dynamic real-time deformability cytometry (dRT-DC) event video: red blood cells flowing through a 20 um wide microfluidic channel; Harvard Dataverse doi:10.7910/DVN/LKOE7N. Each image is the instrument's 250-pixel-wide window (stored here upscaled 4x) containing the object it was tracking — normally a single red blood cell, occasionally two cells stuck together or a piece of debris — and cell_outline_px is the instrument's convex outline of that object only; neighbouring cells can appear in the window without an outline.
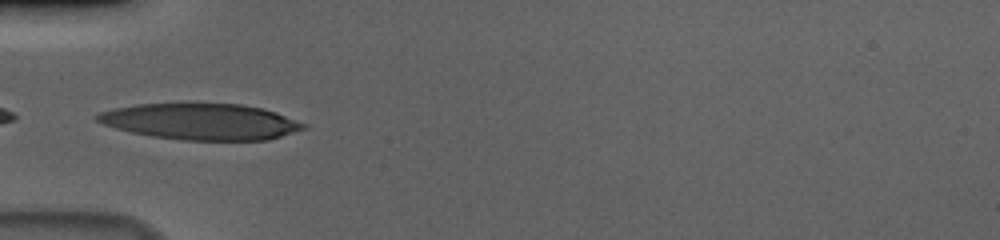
{"species": "human", "species_latin": "Homo sapiens", "temperature_condition": "cold", "stored_images_in_passage": 33, "camera_frame_rate_fps": 3000, "um_per_image_px": 0.085, "donor": {"sex": "male"}, "frame": {"image": 1, "passage_image": 1, "time_ms": 0.0, "image_size_px": [1000, 240], "cell_outline_px": [[308, 128], [268, 140], [180, 140], [152, 136], [132, 132], [116, 128], [104, 124], [96, 120], [92, 116], [100, 112], [112, 108], [136, 104], [240, 104], [264, 108], [276, 112], [308, 124]], "centroid_in_image_um": [17.09, 10.34], "position_along_channel_um": 67.9, "area_um2": 43.58}}
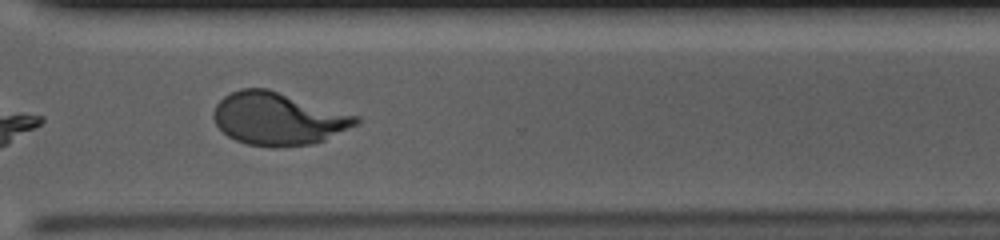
{"frame": {"image": 2, "passage_image": 24, "time_ms": 7.667, "image_size_px": [1000, 240], "cell_outline_px": [[360, 120], [356, 124], [324, 140], [312, 144], [276, 148], [272, 148], [248, 144], [236, 140], [228, 136], [216, 124], [212, 116], [212, 112], [216, 104], [224, 96], [240, 88], [268, 88], [360, 116]], "centroid_in_image_um": [23.63, 10.09], "position_along_channel_um": 347.0, "area_um2": 43.81}, "authors_computed_cell_mechanics": {"area_um2": 43.5812, "velocity_mm_per_s": 3.6524, "shape_relaxation_time_tau1_ms": 3.8395, "shape_relaxation_time_tau2_ms": 0.8147, "deformation_change_tau1": 0.2236, "deformation_change_tau2": 0.0742}}